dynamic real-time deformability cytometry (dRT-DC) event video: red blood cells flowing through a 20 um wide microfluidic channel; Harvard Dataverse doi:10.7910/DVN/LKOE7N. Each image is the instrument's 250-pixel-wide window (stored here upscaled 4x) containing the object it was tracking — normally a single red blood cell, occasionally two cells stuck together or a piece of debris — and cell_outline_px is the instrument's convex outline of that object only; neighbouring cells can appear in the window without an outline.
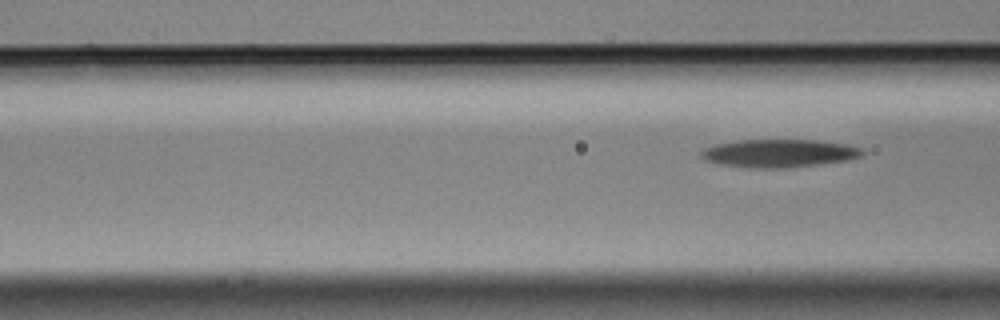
{"species": "Egyptian fruit bat (a non-hibernating species)", "species_latin": "Rousettus aegyptiacus", "temperature_condition": "cold", "stored_images_in_passage": 5, "camera_frame_rate_fps": 3000, "um_per_image_px": 0.085, "animal": {"sex": "male"}, "frame": {"image": 1, "passage_image": 5, "time_ms": 1.333, "image_size_px": [1000, 320], "cell_outline_px": [[864, 152], [860, 156], [844, 160], [820, 164], [788, 168], [748, 168], [720, 164], [704, 160], [700, 156], [700, 152], [704, 148], [716, 144], [736, 140], [816, 140], [844, 144], [860, 148]], "centroid_in_image_um": [66.14, 13.03], "position_along_channel_um": 100.5, "area_um2": 26.24}}